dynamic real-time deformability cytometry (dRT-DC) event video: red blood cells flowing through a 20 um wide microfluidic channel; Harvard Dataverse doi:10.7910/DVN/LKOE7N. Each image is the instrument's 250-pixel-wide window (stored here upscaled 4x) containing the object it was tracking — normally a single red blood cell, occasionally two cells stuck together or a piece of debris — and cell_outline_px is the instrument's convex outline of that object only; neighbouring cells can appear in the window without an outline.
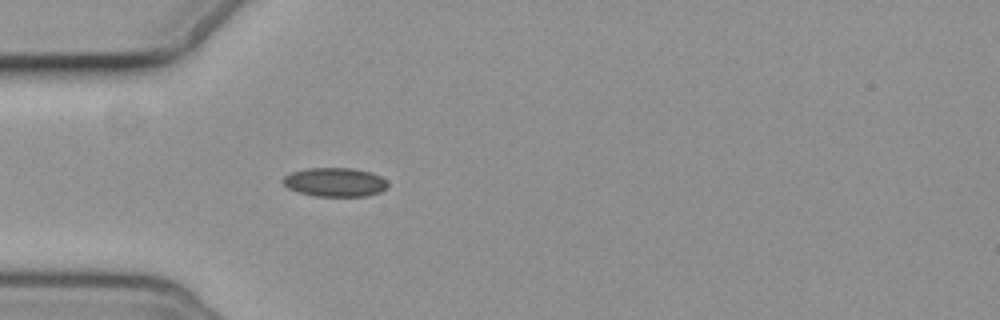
{"species": "common noctule bat (a hibernating species)", "species_latin": "Nyctalus noctula", "temperature_condition": "cold", "stored_images_in_passage": 2, "camera_frame_rate_fps": 3000, "um_per_image_px": 0.085, "animal": {"sex": "female", "body_mass_g": 19.3, "forearm_length_mm": 54.1}, "frame": {"image": 1, "passage_image": 2, "time_ms": 1.333, "image_size_px": [1000, 320], "cell_outline_px": [[388, 188], [380, 192], [364, 196], [316, 196], [300, 192], [288, 188], [280, 180], [284, 176], [292, 172], [308, 168], [352, 168], [372, 172], [388, 180]], "centroid_in_image_um": [28.5, 15.48], "position_along_channel_um": 56.5, "area_um2": 17.74}}